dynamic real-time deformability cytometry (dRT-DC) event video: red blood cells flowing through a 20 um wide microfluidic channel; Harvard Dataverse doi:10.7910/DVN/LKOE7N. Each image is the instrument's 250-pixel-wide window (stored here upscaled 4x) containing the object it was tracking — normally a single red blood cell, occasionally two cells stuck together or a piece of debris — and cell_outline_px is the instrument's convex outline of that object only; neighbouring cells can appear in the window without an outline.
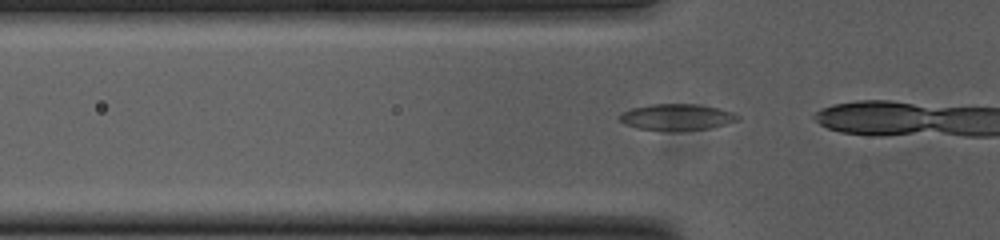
{"species": "common noctule bat (a hibernating species)", "species_latin": "Nyctalus noctula", "temperature_condition": "cold", "stored_images_in_passage": 4, "camera_frame_rate_fps": 3000, "um_per_image_px": 0.085, "animal": {"sex": "female", "body_mass_g": 23.0, "forearm_length_mm": 53.4}, "frame": {"image": 1, "passage_image": 2, "time_ms": 0.333, "image_size_px": [1000, 240], "cell_outline_px": [[740, 120], [708, 128], [636, 128], [624, 124], [620, 120], [620, 116], [624, 112], [632, 108], [648, 104], [696, 104], [720, 108], [732, 112], [740, 116]], "centroid_in_image_um": [57.56, 9.9], "position_along_channel_um": 68.2, "area_um2": 17.22}}